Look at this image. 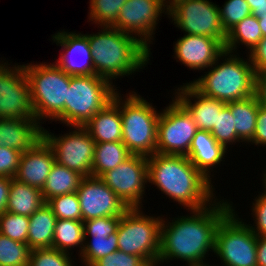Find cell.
<instances>
[{"mask_svg":"<svg viewBox=\"0 0 266 266\" xmlns=\"http://www.w3.org/2000/svg\"><path fill=\"white\" fill-rule=\"evenodd\" d=\"M167 6H170L172 3H174L176 0H164Z\"/></svg>","mask_w":266,"mask_h":266,"instance_id":"cell-51","label":"cell"},{"mask_svg":"<svg viewBox=\"0 0 266 266\" xmlns=\"http://www.w3.org/2000/svg\"><path fill=\"white\" fill-rule=\"evenodd\" d=\"M252 11V15L258 17L259 15H266V0H245Z\"/></svg>","mask_w":266,"mask_h":266,"instance_id":"cell-48","label":"cell"},{"mask_svg":"<svg viewBox=\"0 0 266 266\" xmlns=\"http://www.w3.org/2000/svg\"><path fill=\"white\" fill-rule=\"evenodd\" d=\"M129 92L122 97L118 91L112 100L120 108L122 142L132 155L149 157L156 153L161 111L136 92Z\"/></svg>","mask_w":266,"mask_h":266,"instance_id":"cell-5","label":"cell"},{"mask_svg":"<svg viewBox=\"0 0 266 266\" xmlns=\"http://www.w3.org/2000/svg\"><path fill=\"white\" fill-rule=\"evenodd\" d=\"M72 254L54 248L32 249L28 266H75Z\"/></svg>","mask_w":266,"mask_h":266,"instance_id":"cell-37","label":"cell"},{"mask_svg":"<svg viewBox=\"0 0 266 266\" xmlns=\"http://www.w3.org/2000/svg\"><path fill=\"white\" fill-rule=\"evenodd\" d=\"M255 96L258 103L266 108V71L256 74Z\"/></svg>","mask_w":266,"mask_h":266,"instance_id":"cell-45","label":"cell"},{"mask_svg":"<svg viewBox=\"0 0 266 266\" xmlns=\"http://www.w3.org/2000/svg\"><path fill=\"white\" fill-rule=\"evenodd\" d=\"M46 204L52 209L57 219L82 221L77 192L55 196L49 199Z\"/></svg>","mask_w":266,"mask_h":266,"instance_id":"cell-35","label":"cell"},{"mask_svg":"<svg viewBox=\"0 0 266 266\" xmlns=\"http://www.w3.org/2000/svg\"><path fill=\"white\" fill-rule=\"evenodd\" d=\"M257 266H266V236H257Z\"/></svg>","mask_w":266,"mask_h":266,"instance_id":"cell-47","label":"cell"},{"mask_svg":"<svg viewBox=\"0 0 266 266\" xmlns=\"http://www.w3.org/2000/svg\"><path fill=\"white\" fill-rule=\"evenodd\" d=\"M55 162L52 148L42 138L31 149L21 154L14 178L41 190Z\"/></svg>","mask_w":266,"mask_h":266,"instance_id":"cell-20","label":"cell"},{"mask_svg":"<svg viewBox=\"0 0 266 266\" xmlns=\"http://www.w3.org/2000/svg\"><path fill=\"white\" fill-rule=\"evenodd\" d=\"M100 178L129 208H142L148 184V157L131 155Z\"/></svg>","mask_w":266,"mask_h":266,"instance_id":"cell-13","label":"cell"},{"mask_svg":"<svg viewBox=\"0 0 266 266\" xmlns=\"http://www.w3.org/2000/svg\"><path fill=\"white\" fill-rule=\"evenodd\" d=\"M226 150L211 135L210 131L197 130L193 137L192 144L186 155L191 163L210 181L214 175L211 172L213 168L225 161Z\"/></svg>","mask_w":266,"mask_h":266,"instance_id":"cell-21","label":"cell"},{"mask_svg":"<svg viewBox=\"0 0 266 266\" xmlns=\"http://www.w3.org/2000/svg\"><path fill=\"white\" fill-rule=\"evenodd\" d=\"M162 13L168 15L164 0H127L112 26L137 38L151 50L150 44L155 39L153 35Z\"/></svg>","mask_w":266,"mask_h":266,"instance_id":"cell-15","label":"cell"},{"mask_svg":"<svg viewBox=\"0 0 266 266\" xmlns=\"http://www.w3.org/2000/svg\"><path fill=\"white\" fill-rule=\"evenodd\" d=\"M140 256L124 253L120 250L97 260L92 266H148Z\"/></svg>","mask_w":266,"mask_h":266,"instance_id":"cell-41","label":"cell"},{"mask_svg":"<svg viewBox=\"0 0 266 266\" xmlns=\"http://www.w3.org/2000/svg\"><path fill=\"white\" fill-rule=\"evenodd\" d=\"M76 192L83 222L99 217L122 216L129 209L100 177H84Z\"/></svg>","mask_w":266,"mask_h":266,"instance_id":"cell-16","label":"cell"},{"mask_svg":"<svg viewBox=\"0 0 266 266\" xmlns=\"http://www.w3.org/2000/svg\"><path fill=\"white\" fill-rule=\"evenodd\" d=\"M148 183L187 211L203 209L217 199L213 183L184 155L149 156Z\"/></svg>","mask_w":266,"mask_h":266,"instance_id":"cell-2","label":"cell"},{"mask_svg":"<svg viewBox=\"0 0 266 266\" xmlns=\"http://www.w3.org/2000/svg\"><path fill=\"white\" fill-rule=\"evenodd\" d=\"M57 218L45 203L29 217L28 246L31 249L52 248Z\"/></svg>","mask_w":266,"mask_h":266,"instance_id":"cell-25","label":"cell"},{"mask_svg":"<svg viewBox=\"0 0 266 266\" xmlns=\"http://www.w3.org/2000/svg\"><path fill=\"white\" fill-rule=\"evenodd\" d=\"M51 38L63 50L54 63L65 73L71 76L94 75L93 58L86 34L63 30L53 34Z\"/></svg>","mask_w":266,"mask_h":266,"instance_id":"cell-17","label":"cell"},{"mask_svg":"<svg viewBox=\"0 0 266 266\" xmlns=\"http://www.w3.org/2000/svg\"><path fill=\"white\" fill-rule=\"evenodd\" d=\"M21 154L17 149L0 146V177L14 178Z\"/></svg>","mask_w":266,"mask_h":266,"instance_id":"cell-42","label":"cell"},{"mask_svg":"<svg viewBox=\"0 0 266 266\" xmlns=\"http://www.w3.org/2000/svg\"><path fill=\"white\" fill-rule=\"evenodd\" d=\"M83 178L78 172L55 162L41 189L45 202L58 195L76 192Z\"/></svg>","mask_w":266,"mask_h":266,"instance_id":"cell-27","label":"cell"},{"mask_svg":"<svg viewBox=\"0 0 266 266\" xmlns=\"http://www.w3.org/2000/svg\"><path fill=\"white\" fill-rule=\"evenodd\" d=\"M159 264L156 263V264H149V266H158Z\"/></svg>","mask_w":266,"mask_h":266,"instance_id":"cell-52","label":"cell"},{"mask_svg":"<svg viewBox=\"0 0 266 266\" xmlns=\"http://www.w3.org/2000/svg\"><path fill=\"white\" fill-rule=\"evenodd\" d=\"M174 43L176 61L196 71L210 68L225 51L218 39L203 35L184 34Z\"/></svg>","mask_w":266,"mask_h":266,"instance_id":"cell-18","label":"cell"},{"mask_svg":"<svg viewBox=\"0 0 266 266\" xmlns=\"http://www.w3.org/2000/svg\"><path fill=\"white\" fill-rule=\"evenodd\" d=\"M117 250L118 237L116 232L109 236H85L84 248L78 257L81 258V263L85 266H92L97 260Z\"/></svg>","mask_w":266,"mask_h":266,"instance_id":"cell-31","label":"cell"},{"mask_svg":"<svg viewBox=\"0 0 266 266\" xmlns=\"http://www.w3.org/2000/svg\"><path fill=\"white\" fill-rule=\"evenodd\" d=\"M100 28L97 33L86 34L93 58L94 74L113 83L112 80L140 72L149 64L152 53L137 38L113 26Z\"/></svg>","mask_w":266,"mask_h":266,"instance_id":"cell-3","label":"cell"},{"mask_svg":"<svg viewBox=\"0 0 266 266\" xmlns=\"http://www.w3.org/2000/svg\"><path fill=\"white\" fill-rule=\"evenodd\" d=\"M11 178L0 177V214L6 211Z\"/></svg>","mask_w":266,"mask_h":266,"instance_id":"cell-46","label":"cell"},{"mask_svg":"<svg viewBox=\"0 0 266 266\" xmlns=\"http://www.w3.org/2000/svg\"><path fill=\"white\" fill-rule=\"evenodd\" d=\"M233 209L232 201L220 197L203 209L188 211L190 215L172 218L171 222L163 215L158 264L180 259L188 266L208 265L206 257L209 251H215L217 229Z\"/></svg>","mask_w":266,"mask_h":266,"instance_id":"cell-1","label":"cell"},{"mask_svg":"<svg viewBox=\"0 0 266 266\" xmlns=\"http://www.w3.org/2000/svg\"><path fill=\"white\" fill-rule=\"evenodd\" d=\"M84 127L96 143L122 142L120 108L113 101L97 112Z\"/></svg>","mask_w":266,"mask_h":266,"instance_id":"cell-23","label":"cell"},{"mask_svg":"<svg viewBox=\"0 0 266 266\" xmlns=\"http://www.w3.org/2000/svg\"><path fill=\"white\" fill-rule=\"evenodd\" d=\"M187 266V265H186ZM202 266H212L211 264H208V265H202ZM213 266H214V264H213Z\"/></svg>","mask_w":266,"mask_h":266,"instance_id":"cell-53","label":"cell"},{"mask_svg":"<svg viewBox=\"0 0 266 266\" xmlns=\"http://www.w3.org/2000/svg\"><path fill=\"white\" fill-rule=\"evenodd\" d=\"M88 22L100 26H112L127 0H89Z\"/></svg>","mask_w":266,"mask_h":266,"instance_id":"cell-33","label":"cell"},{"mask_svg":"<svg viewBox=\"0 0 266 266\" xmlns=\"http://www.w3.org/2000/svg\"><path fill=\"white\" fill-rule=\"evenodd\" d=\"M131 155L123 142L96 143L91 176L101 177L108 170L115 169Z\"/></svg>","mask_w":266,"mask_h":266,"instance_id":"cell-29","label":"cell"},{"mask_svg":"<svg viewBox=\"0 0 266 266\" xmlns=\"http://www.w3.org/2000/svg\"><path fill=\"white\" fill-rule=\"evenodd\" d=\"M237 214L233 209L221 221L214 255L219 257L222 266H257V236Z\"/></svg>","mask_w":266,"mask_h":266,"instance_id":"cell-9","label":"cell"},{"mask_svg":"<svg viewBox=\"0 0 266 266\" xmlns=\"http://www.w3.org/2000/svg\"><path fill=\"white\" fill-rule=\"evenodd\" d=\"M30 84L31 103L35 119L59 121L65 124V100L70 85V75L56 63L34 62L23 64ZM44 118V119H43Z\"/></svg>","mask_w":266,"mask_h":266,"instance_id":"cell-6","label":"cell"},{"mask_svg":"<svg viewBox=\"0 0 266 266\" xmlns=\"http://www.w3.org/2000/svg\"><path fill=\"white\" fill-rule=\"evenodd\" d=\"M174 91L173 97L189 112L197 129L211 131L216 125L217 113L226 103L203 95L188 82Z\"/></svg>","mask_w":266,"mask_h":266,"instance_id":"cell-19","label":"cell"},{"mask_svg":"<svg viewBox=\"0 0 266 266\" xmlns=\"http://www.w3.org/2000/svg\"><path fill=\"white\" fill-rule=\"evenodd\" d=\"M0 119H35L25 69L0 60Z\"/></svg>","mask_w":266,"mask_h":266,"instance_id":"cell-14","label":"cell"},{"mask_svg":"<svg viewBox=\"0 0 266 266\" xmlns=\"http://www.w3.org/2000/svg\"><path fill=\"white\" fill-rule=\"evenodd\" d=\"M248 144H255L257 147L266 146V108L261 105H259L255 133Z\"/></svg>","mask_w":266,"mask_h":266,"instance_id":"cell-44","label":"cell"},{"mask_svg":"<svg viewBox=\"0 0 266 266\" xmlns=\"http://www.w3.org/2000/svg\"><path fill=\"white\" fill-rule=\"evenodd\" d=\"M29 217L5 211L0 214V233L28 244Z\"/></svg>","mask_w":266,"mask_h":266,"instance_id":"cell-36","label":"cell"},{"mask_svg":"<svg viewBox=\"0 0 266 266\" xmlns=\"http://www.w3.org/2000/svg\"><path fill=\"white\" fill-rule=\"evenodd\" d=\"M43 126L36 119H0V146L24 153L42 139Z\"/></svg>","mask_w":266,"mask_h":266,"instance_id":"cell-22","label":"cell"},{"mask_svg":"<svg viewBox=\"0 0 266 266\" xmlns=\"http://www.w3.org/2000/svg\"><path fill=\"white\" fill-rule=\"evenodd\" d=\"M234 117L237 137L242 144H247L253 139L255 133L259 103L255 95L240 100L226 103ZM245 142V143H243Z\"/></svg>","mask_w":266,"mask_h":266,"instance_id":"cell-26","label":"cell"},{"mask_svg":"<svg viewBox=\"0 0 266 266\" xmlns=\"http://www.w3.org/2000/svg\"><path fill=\"white\" fill-rule=\"evenodd\" d=\"M239 55L224 51L204 75L189 83L203 95L225 103L255 95V70L248 55L247 59Z\"/></svg>","mask_w":266,"mask_h":266,"instance_id":"cell-4","label":"cell"},{"mask_svg":"<svg viewBox=\"0 0 266 266\" xmlns=\"http://www.w3.org/2000/svg\"><path fill=\"white\" fill-rule=\"evenodd\" d=\"M108 79L94 75L71 76L65 100V126H84L118 92Z\"/></svg>","mask_w":266,"mask_h":266,"instance_id":"cell-7","label":"cell"},{"mask_svg":"<svg viewBox=\"0 0 266 266\" xmlns=\"http://www.w3.org/2000/svg\"><path fill=\"white\" fill-rule=\"evenodd\" d=\"M259 26L263 37L266 36V15H259L258 17Z\"/></svg>","mask_w":266,"mask_h":266,"instance_id":"cell-49","label":"cell"},{"mask_svg":"<svg viewBox=\"0 0 266 266\" xmlns=\"http://www.w3.org/2000/svg\"><path fill=\"white\" fill-rule=\"evenodd\" d=\"M168 18L185 34L218 39L223 45L226 32L219 14V5L209 0H176L168 6Z\"/></svg>","mask_w":266,"mask_h":266,"instance_id":"cell-10","label":"cell"},{"mask_svg":"<svg viewBox=\"0 0 266 266\" xmlns=\"http://www.w3.org/2000/svg\"><path fill=\"white\" fill-rule=\"evenodd\" d=\"M248 57L256 74L266 71V36L248 53Z\"/></svg>","mask_w":266,"mask_h":266,"instance_id":"cell-43","label":"cell"},{"mask_svg":"<svg viewBox=\"0 0 266 266\" xmlns=\"http://www.w3.org/2000/svg\"><path fill=\"white\" fill-rule=\"evenodd\" d=\"M31 248L0 233V266H28Z\"/></svg>","mask_w":266,"mask_h":266,"instance_id":"cell-32","label":"cell"},{"mask_svg":"<svg viewBox=\"0 0 266 266\" xmlns=\"http://www.w3.org/2000/svg\"><path fill=\"white\" fill-rule=\"evenodd\" d=\"M259 194L253 199L252 202V217L254 220L253 225L248 223L256 236H266V193L258 192Z\"/></svg>","mask_w":266,"mask_h":266,"instance_id":"cell-40","label":"cell"},{"mask_svg":"<svg viewBox=\"0 0 266 266\" xmlns=\"http://www.w3.org/2000/svg\"><path fill=\"white\" fill-rule=\"evenodd\" d=\"M211 135L220 143L226 150L228 145L237 144L242 141L237 137L235 130L234 117L231 114L230 107L226 104L220 113H217L216 125L210 131ZM237 142V143H236Z\"/></svg>","mask_w":266,"mask_h":266,"instance_id":"cell-34","label":"cell"},{"mask_svg":"<svg viewBox=\"0 0 266 266\" xmlns=\"http://www.w3.org/2000/svg\"><path fill=\"white\" fill-rule=\"evenodd\" d=\"M121 216L99 217L84 221L85 236H109L117 231Z\"/></svg>","mask_w":266,"mask_h":266,"instance_id":"cell-39","label":"cell"},{"mask_svg":"<svg viewBox=\"0 0 266 266\" xmlns=\"http://www.w3.org/2000/svg\"><path fill=\"white\" fill-rule=\"evenodd\" d=\"M266 169V168H265ZM264 169V171H262L263 172V174L261 175L263 178H262V186H263V192H265L266 193V170Z\"/></svg>","mask_w":266,"mask_h":266,"instance_id":"cell-50","label":"cell"},{"mask_svg":"<svg viewBox=\"0 0 266 266\" xmlns=\"http://www.w3.org/2000/svg\"><path fill=\"white\" fill-rule=\"evenodd\" d=\"M73 130L54 135L43 127L42 138L52 148L59 165L74 170L84 177L91 176L95 144L84 126H70Z\"/></svg>","mask_w":266,"mask_h":266,"instance_id":"cell-11","label":"cell"},{"mask_svg":"<svg viewBox=\"0 0 266 266\" xmlns=\"http://www.w3.org/2000/svg\"><path fill=\"white\" fill-rule=\"evenodd\" d=\"M263 38L258 18L250 15L233 26L226 34L224 50L238 53V45H244L249 53ZM241 43V44H240Z\"/></svg>","mask_w":266,"mask_h":266,"instance_id":"cell-28","label":"cell"},{"mask_svg":"<svg viewBox=\"0 0 266 266\" xmlns=\"http://www.w3.org/2000/svg\"><path fill=\"white\" fill-rule=\"evenodd\" d=\"M84 242L83 221L57 219L52 248L73 254L71 250L73 251L74 247L76 249L79 247L78 254L80 255L84 248Z\"/></svg>","mask_w":266,"mask_h":266,"instance_id":"cell-30","label":"cell"},{"mask_svg":"<svg viewBox=\"0 0 266 266\" xmlns=\"http://www.w3.org/2000/svg\"><path fill=\"white\" fill-rule=\"evenodd\" d=\"M221 24L227 33L233 26L244 18L252 15L249 4L245 0H226L219 6Z\"/></svg>","mask_w":266,"mask_h":266,"instance_id":"cell-38","label":"cell"},{"mask_svg":"<svg viewBox=\"0 0 266 266\" xmlns=\"http://www.w3.org/2000/svg\"><path fill=\"white\" fill-rule=\"evenodd\" d=\"M45 203L40 189L11 178L6 211L30 217Z\"/></svg>","mask_w":266,"mask_h":266,"instance_id":"cell-24","label":"cell"},{"mask_svg":"<svg viewBox=\"0 0 266 266\" xmlns=\"http://www.w3.org/2000/svg\"><path fill=\"white\" fill-rule=\"evenodd\" d=\"M171 99L159 116L156 153L186 156L198 129L189 112Z\"/></svg>","mask_w":266,"mask_h":266,"instance_id":"cell-12","label":"cell"},{"mask_svg":"<svg viewBox=\"0 0 266 266\" xmlns=\"http://www.w3.org/2000/svg\"><path fill=\"white\" fill-rule=\"evenodd\" d=\"M162 216H149L142 208H129L117 227L118 250L140 256L148 264L158 263Z\"/></svg>","mask_w":266,"mask_h":266,"instance_id":"cell-8","label":"cell"}]
</instances>
